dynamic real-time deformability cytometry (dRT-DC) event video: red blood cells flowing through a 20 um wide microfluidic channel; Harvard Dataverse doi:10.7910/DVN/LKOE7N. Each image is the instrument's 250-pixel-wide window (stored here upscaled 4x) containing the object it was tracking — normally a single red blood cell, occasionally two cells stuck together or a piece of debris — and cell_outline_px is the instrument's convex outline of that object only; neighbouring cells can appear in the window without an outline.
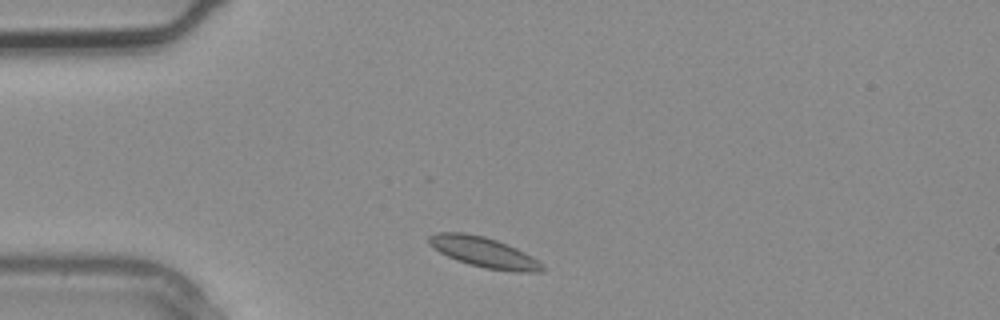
{"species": "common noctule bat (a hibernating species)", "species_latin": "Nyctalus noctula", "temperature_condition": "warm", "stored_images_in_passage": 1, "camera_frame_rate_fps": 3000, "um_per_image_px": 0.085, "animal": {"sex": "male", "body_mass_g": 20.4}, "frame": {"image": 1, "passage_image": 1, "time_ms": 0.0, "image_size_px": [1000, 320], "cell_outline_px": [[544, 268], [540, 272], [512, 272], [484, 268], [468, 264], [456, 260], [440, 252], [428, 244], [428, 236], [436, 232], [464, 232], [484, 236], [496, 240], [516, 248], [532, 256]], "centroid_in_image_um": [41.09, 21.44], "position_along_channel_um": 43.9, "area_um2": 20.0}}